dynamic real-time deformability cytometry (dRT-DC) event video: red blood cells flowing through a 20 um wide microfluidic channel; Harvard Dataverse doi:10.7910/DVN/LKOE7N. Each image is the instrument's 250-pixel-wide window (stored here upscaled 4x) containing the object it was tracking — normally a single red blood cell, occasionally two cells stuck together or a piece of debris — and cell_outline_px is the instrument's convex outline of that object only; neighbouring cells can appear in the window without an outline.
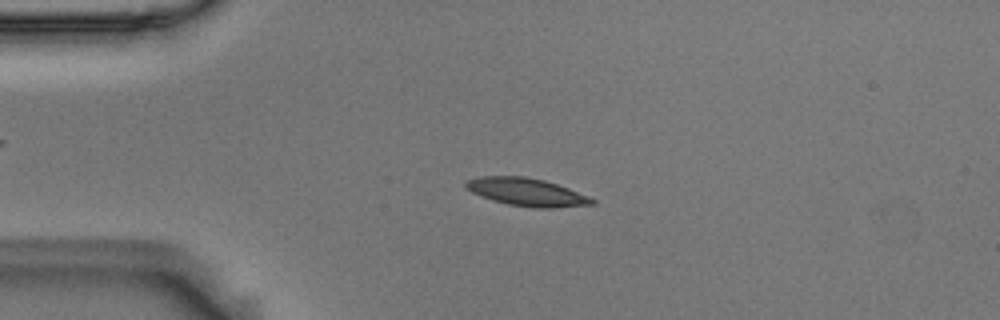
{"species": "Egyptian fruit bat (a non-hibernating species)", "species_latin": "Rousettus aegyptiacus", "temperature_condition": "room temperature", "stored_images_in_passage": 54, "camera_frame_rate_fps": 3000, "um_per_image_px": 0.085, "animal": {"sex": "male"}, "frame": {"image": 1, "passage_image": 12, "time_ms": 3.667, "image_size_px": [1000, 320], "cell_outline_px": [[596, 204], [552, 208], [532, 208], [508, 204], [492, 200], [472, 192], [464, 188], [464, 180], [480, 176], [524, 176], [544, 180], [568, 188], [588, 196], [596, 200]], "centroid_in_image_um": [44.74, 16.32], "position_along_channel_um": 40.3, "area_um2": 20.58}}
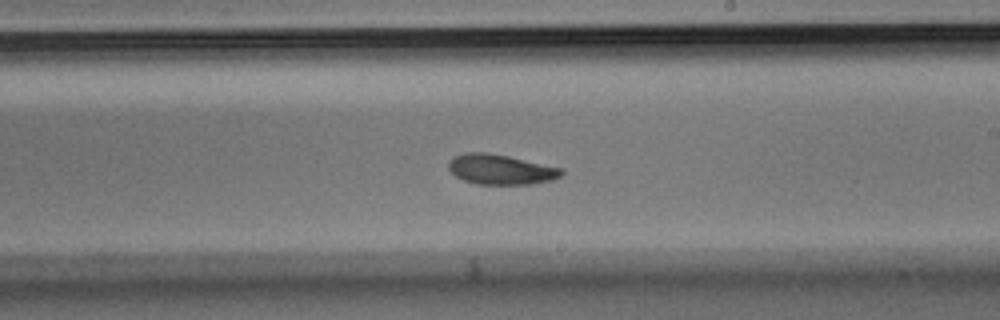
{"frame": {"image": 2, "passage_image": 31, "time_ms": 10.0, "image_size_px": [1000, 320], "cell_outline_px": [[564, 172], [560, 176], [552, 180], [532, 184], [476, 184], [464, 180], [456, 176], [448, 168], [448, 160], [464, 152], [488, 152], [508, 156], [564, 168]], "centroid_in_image_um": [42.57, 14.39], "position_along_channel_um": 246.4, "area_um2": 19.88}}
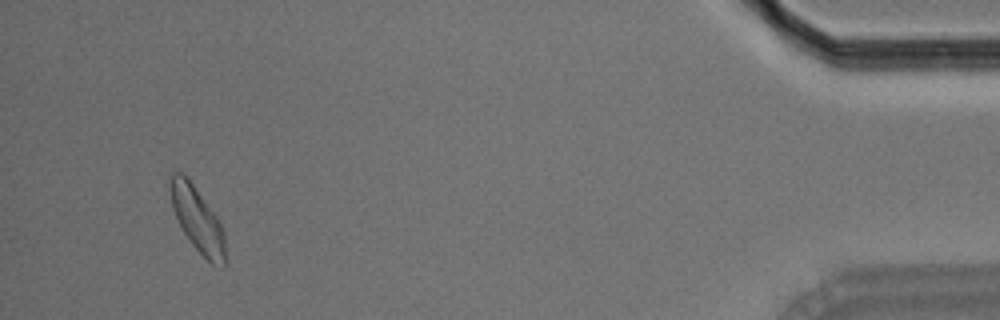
{"frame": {"image": 3, "passage_image": 51, "time_ms": 16.667, "image_size_px": [1000, 320], "cell_outline_px": [[228, 264], [224, 268], [212, 264], [192, 244], [184, 232], [172, 208], [168, 188], [168, 180], [172, 172], [184, 172], [188, 176], [220, 220], [224, 232]], "centroid_in_image_um": [16.8, 18.63], "position_along_channel_um": 418.4, "area_um2": 21.5}, "authors_computed_cell_mechanics": {"area_um2": 20.0855, "velocity_mm_per_s": 3.6697, "shape_relaxation_time_tau1_ms": 3.141, "shape_relaxation_time_tau2_ms": 2.9271, "deformation_change_tau1": 0.1333, "deformation_change_tau2": 0.078}}